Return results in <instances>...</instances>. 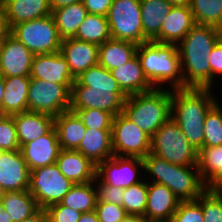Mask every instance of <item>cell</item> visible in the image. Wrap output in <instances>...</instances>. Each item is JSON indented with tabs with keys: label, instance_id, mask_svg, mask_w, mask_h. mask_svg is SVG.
Returning a JSON list of instances; mask_svg holds the SVG:
<instances>
[{
	"label": "cell",
	"instance_id": "ab89813d",
	"mask_svg": "<svg viewBox=\"0 0 222 222\" xmlns=\"http://www.w3.org/2000/svg\"><path fill=\"white\" fill-rule=\"evenodd\" d=\"M17 150H20V145L13 115H0V151Z\"/></svg>",
	"mask_w": 222,
	"mask_h": 222
},
{
	"label": "cell",
	"instance_id": "44dd1931",
	"mask_svg": "<svg viewBox=\"0 0 222 222\" xmlns=\"http://www.w3.org/2000/svg\"><path fill=\"white\" fill-rule=\"evenodd\" d=\"M20 147L49 133L54 128V117L44 113L22 112L13 114Z\"/></svg>",
	"mask_w": 222,
	"mask_h": 222
},
{
	"label": "cell",
	"instance_id": "9a60e30c",
	"mask_svg": "<svg viewBox=\"0 0 222 222\" xmlns=\"http://www.w3.org/2000/svg\"><path fill=\"white\" fill-rule=\"evenodd\" d=\"M29 180L30 171L21 151H0V185L3 191H26Z\"/></svg>",
	"mask_w": 222,
	"mask_h": 222
},
{
	"label": "cell",
	"instance_id": "ffe728a7",
	"mask_svg": "<svg viewBox=\"0 0 222 222\" xmlns=\"http://www.w3.org/2000/svg\"><path fill=\"white\" fill-rule=\"evenodd\" d=\"M56 165L74 184H84L96 179V165L77 150H61Z\"/></svg>",
	"mask_w": 222,
	"mask_h": 222
},
{
	"label": "cell",
	"instance_id": "e0dca14e",
	"mask_svg": "<svg viewBox=\"0 0 222 222\" xmlns=\"http://www.w3.org/2000/svg\"><path fill=\"white\" fill-rule=\"evenodd\" d=\"M20 151L29 171L54 164L61 151L55 128L44 136L23 144Z\"/></svg>",
	"mask_w": 222,
	"mask_h": 222
},
{
	"label": "cell",
	"instance_id": "484cf974",
	"mask_svg": "<svg viewBox=\"0 0 222 222\" xmlns=\"http://www.w3.org/2000/svg\"><path fill=\"white\" fill-rule=\"evenodd\" d=\"M197 167L207 189L222 191V145L201 148Z\"/></svg>",
	"mask_w": 222,
	"mask_h": 222
},
{
	"label": "cell",
	"instance_id": "681fc988",
	"mask_svg": "<svg viewBox=\"0 0 222 222\" xmlns=\"http://www.w3.org/2000/svg\"><path fill=\"white\" fill-rule=\"evenodd\" d=\"M77 222H100L96 211L85 212L81 214L80 219Z\"/></svg>",
	"mask_w": 222,
	"mask_h": 222
},
{
	"label": "cell",
	"instance_id": "c3c4849f",
	"mask_svg": "<svg viewBox=\"0 0 222 222\" xmlns=\"http://www.w3.org/2000/svg\"><path fill=\"white\" fill-rule=\"evenodd\" d=\"M20 222H49V218L45 209H39L34 215Z\"/></svg>",
	"mask_w": 222,
	"mask_h": 222
},
{
	"label": "cell",
	"instance_id": "9c48e42d",
	"mask_svg": "<svg viewBox=\"0 0 222 222\" xmlns=\"http://www.w3.org/2000/svg\"><path fill=\"white\" fill-rule=\"evenodd\" d=\"M106 17L112 39L137 45L148 42L143 33L140 0H113Z\"/></svg>",
	"mask_w": 222,
	"mask_h": 222
},
{
	"label": "cell",
	"instance_id": "52a82bcc",
	"mask_svg": "<svg viewBox=\"0 0 222 222\" xmlns=\"http://www.w3.org/2000/svg\"><path fill=\"white\" fill-rule=\"evenodd\" d=\"M150 153L182 166H197L198 162V151L171 117L151 136Z\"/></svg>",
	"mask_w": 222,
	"mask_h": 222
},
{
	"label": "cell",
	"instance_id": "f546056e",
	"mask_svg": "<svg viewBox=\"0 0 222 222\" xmlns=\"http://www.w3.org/2000/svg\"><path fill=\"white\" fill-rule=\"evenodd\" d=\"M172 6L167 0H140L143 33L148 42L159 35Z\"/></svg>",
	"mask_w": 222,
	"mask_h": 222
},
{
	"label": "cell",
	"instance_id": "9f6ffc18",
	"mask_svg": "<svg viewBox=\"0 0 222 222\" xmlns=\"http://www.w3.org/2000/svg\"><path fill=\"white\" fill-rule=\"evenodd\" d=\"M142 222H171V220L142 217Z\"/></svg>",
	"mask_w": 222,
	"mask_h": 222
},
{
	"label": "cell",
	"instance_id": "6da1fadb",
	"mask_svg": "<svg viewBox=\"0 0 222 222\" xmlns=\"http://www.w3.org/2000/svg\"><path fill=\"white\" fill-rule=\"evenodd\" d=\"M127 97L111 72L97 64L76 78L69 110L100 109L116 116L123 113Z\"/></svg>",
	"mask_w": 222,
	"mask_h": 222
},
{
	"label": "cell",
	"instance_id": "d4e9b609",
	"mask_svg": "<svg viewBox=\"0 0 222 222\" xmlns=\"http://www.w3.org/2000/svg\"><path fill=\"white\" fill-rule=\"evenodd\" d=\"M76 150L96 166L110 159L114 155L111 130L86 128V134Z\"/></svg>",
	"mask_w": 222,
	"mask_h": 222
},
{
	"label": "cell",
	"instance_id": "30bf717a",
	"mask_svg": "<svg viewBox=\"0 0 222 222\" xmlns=\"http://www.w3.org/2000/svg\"><path fill=\"white\" fill-rule=\"evenodd\" d=\"M72 85L30 78L27 111L56 117L69 110Z\"/></svg>",
	"mask_w": 222,
	"mask_h": 222
},
{
	"label": "cell",
	"instance_id": "bcb514c9",
	"mask_svg": "<svg viewBox=\"0 0 222 222\" xmlns=\"http://www.w3.org/2000/svg\"><path fill=\"white\" fill-rule=\"evenodd\" d=\"M113 0H81L88 14L107 16Z\"/></svg>",
	"mask_w": 222,
	"mask_h": 222
},
{
	"label": "cell",
	"instance_id": "603a6c76",
	"mask_svg": "<svg viewBox=\"0 0 222 222\" xmlns=\"http://www.w3.org/2000/svg\"><path fill=\"white\" fill-rule=\"evenodd\" d=\"M8 29L37 18L51 15L49 0H3Z\"/></svg>",
	"mask_w": 222,
	"mask_h": 222
},
{
	"label": "cell",
	"instance_id": "6f0895ef",
	"mask_svg": "<svg viewBox=\"0 0 222 222\" xmlns=\"http://www.w3.org/2000/svg\"><path fill=\"white\" fill-rule=\"evenodd\" d=\"M216 31L218 33L220 40H222V16L220 18L219 24L216 26Z\"/></svg>",
	"mask_w": 222,
	"mask_h": 222
},
{
	"label": "cell",
	"instance_id": "e575fe53",
	"mask_svg": "<svg viewBox=\"0 0 222 222\" xmlns=\"http://www.w3.org/2000/svg\"><path fill=\"white\" fill-rule=\"evenodd\" d=\"M195 23L216 27L222 16V0H190Z\"/></svg>",
	"mask_w": 222,
	"mask_h": 222
},
{
	"label": "cell",
	"instance_id": "8fae6325",
	"mask_svg": "<svg viewBox=\"0 0 222 222\" xmlns=\"http://www.w3.org/2000/svg\"><path fill=\"white\" fill-rule=\"evenodd\" d=\"M73 186L56 163L30 171L28 190L40 209L59 203Z\"/></svg>",
	"mask_w": 222,
	"mask_h": 222
},
{
	"label": "cell",
	"instance_id": "816d5d0a",
	"mask_svg": "<svg viewBox=\"0 0 222 222\" xmlns=\"http://www.w3.org/2000/svg\"><path fill=\"white\" fill-rule=\"evenodd\" d=\"M0 222H12L10 215L5 209H3V204L0 201Z\"/></svg>",
	"mask_w": 222,
	"mask_h": 222
},
{
	"label": "cell",
	"instance_id": "f6af8a7d",
	"mask_svg": "<svg viewBox=\"0 0 222 222\" xmlns=\"http://www.w3.org/2000/svg\"><path fill=\"white\" fill-rule=\"evenodd\" d=\"M210 61V88L214 89L215 80L222 77V40H219L209 55ZM215 85V86H214Z\"/></svg>",
	"mask_w": 222,
	"mask_h": 222
},
{
	"label": "cell",
	"instance_id": "7bdbcfd3",
	"mask_svg": "<svg viewBox=\"0 0 222 222\" xmlns=\"http://www.w3.org/2000/svg\"><path fill=\"white\" fill-rule=\"evenodd\" d=\"M45 211L47 212L49 222H77L82 214L60 203L48 206Z\"/></svg>",
	"mask_w": 222,
	"mask_h": 222
},
{
	"label": "cell",
	"instance_id": "8992f818",
	"mask_svg": "<svg viewBox=\"0 0 222 222\" xmlns=\"http://www.w3.org/2000/svg\"><path fill=\"white\" fill-rule=\"evenodd\" d=\"M171 100L172 89L154 88L128 96L123 114L152 136L171 117Z\"/></svg>",
	"mask_w": 222,
	"mask_h": 222
},
{
	"label": "cell",
	"instance_id": "7a4b0ae2",
	"mask_svg": "<svg viewBox=\"0 0 222 222\" xmlns=\"http://www.w3.org/2000/svg\"><path fill=\"white\" fill-rule=\"evenodd\" d=\"M219 40L216 27L196 24L177 44L183 88H210L209 55Z\"/></svg>",
	"mask_w": 222,
	"mask_h": 222
},
{
	"label": "cell",
	"instance_id": "ac0fdd59",
	"mask_svg": "<svg viewBox=\"0 0 222 222\" xmlns=\"http://www.w3.org/2000/svg\"><path fill=\"white\" fill-rule=\"evenodd\" d=\"M60 52L76 79L88 68L98 64L99 46L94 43L68 38L62 40Z\"/></svg>",
	"mask_w": 222,
	"mask_h": 222
},
{
	"label": "cell",
	"instance_id": "ba28073f",
	"mask_svg": "<svg viewBox=\"0 0 222 222\" xmlns=\"http://www.w3.org/2000/svg\"><path fill=\"white\" fill-rule=\"evenodd\" d=\"M34 55L60 51L62 39L52 15L21 22L9 31Z\"/></svg>",
	"mask_w": 222,
	"mask_h": 222
},
{
	"label": "cell",
	"instance_id": "83f0119b",
	"mask_svg": "<svg viewBox=\"0 0 222 222\" xmlns=\"http://www.w3.org/2000/svg\"><path fill=\"white\" fill-rule=\"evenodd\" d=\"M30 76L4 77L2 115H13L27 111Z\"/></svg>",
	"mask_w": 222,
	"mask_h": 222
},
{
	"label": "cell",
	"instance_id": "91938a15",
	"mask_svg": "<svg viewBox=\"0 0 222 222\" xmlns=\"http://www.w3.org/2000/svg\"><path fill=\"white\" fill-rule=\"evenodd\" d=\"M2 41L3 40H0V53H1V48H2Z\"/></svg>",
	"mask_w": 222,
	"mask_h": 222
},
{
	"label": "cell",
	"instance_id": "5bb4252c",
	"mask_svg": "<svg viewBox=\"0 0 222 222\" xmlns=\"http://www.w3.org/2000/svg\"><path fill=\"white\" fill-rule=\"evenodd\" d=\"M34 54L10 32L2 41L0 74L3 77L29 76Z\"/></svg>",
	"mask_w": 222,
	"mask_h": 222
},
{
	"label": "cell",
	"instance_id": "5b68a950",
	"mask_svg": "<svg viewBox=\"0 0 222 222\" xmlns=\"http://www.w3.org/2000/svg\"><path fill=\"white\" fill-rule=\"evenodd\" d=\"M137 55L145 76L154 88H183V75L176 44L150 41L138 46Z\"/></svg>",
	"mask_w": 222,
	"mask_h": 222
},
{
	"label": "cell",
	"instance_id": "f907efd6",
	"mask_svg": "<svg viewBox=\"0 0 222 222\" xmlns=\"http://www.w3.org/2000/svg\"><path fill=\"white\" fill-rule=\"evenodd\" d=\"M49 1L52 9L81 2V0H49Z\"/></svg>",
	"mask_w": 222,
	"mask_h": 222
},
{
	"label": "cell",
	"instance_id": "60d3db41",
	"mask_svg": "<svg viewBox=\"0 0 222 222\" xmlns=\"http://www.w3.org/2000/svg\"><path fill=\"white\" fill-rule=\"evenodd\" d=\"M171 222H204L201 205L196 201H181Z\"/></svg>",
	"mask_w": 222,
	"mask_h": 222
},
{
	"label": "cell",
	"instance_id": "7402d4cb",
	"mask_svg": "<svg viewBox=\"0 0 222 222\" xmlns=\"http://www.w3.org/2000/svg\"><path fill=\"white\" fill-rule=\"evenodd\" d=\"M181 200L166 186L148 182L144 217L171 220Z\"/></svg>",
	"mask_w": 222,
	"mask_h": 222
},
{
	"label": "cell",
	"instance_id": "3957f363",
	"mask_svg": "<svg viewBox=\"0 0 222 222\" xmlns=\"http://www.w3.org/2000/svg\"><path fill=\"white\" fill-rule=\"evenodd\" d=\"M215 94L212 88L172 89L171 118L197 151L203 148L205 116L218 101Z\"/></svg>",
	"mask_w": 222,
	"mask_h": 222
},
{
	"label": "cell",
	"instance_id": "db71d44e",
	"mask_svg": "<svg viewBox=\"0 0 222 222\" xmlns=\"http://www.w3.org/2000/svg\"><path fill=\"white\" fill-rule=\"evenodd\" d=\"M174 6H190V0H167Z\"/></svg>",
	"mask_w": 222,
	"mask_h": 222
},
{
	"label": "cell",
	"instance_id": "7dc6e473",
	"mask_svg": "<svg viewBox=\"0 0 222 222\" xmlns=\"http://www.w3.org/2000/svg\"><path fill=\"white\" fill-rule=\"evenodd\" d=\"M9 31L5 18L4 4L0 3V40H3Z\"/></svg>",
	"mask_w": 222,
	"mask_h": 222
},
{
	"label": "cell",
	"instance_id": "4316f807",
	"mask_svg": "<svg viewBox=\"0 0 222 222\" xmlns=\"http://www.w3.org/2000/svg\"><path fill=\"white\" fill-rule=\"evenodd\" d=\"M61 150H76L86 134V127L76 112L67 110L54 117Z\"/></svg>",
	"mask_w": 222,
	"mask_h": 222
},
{
	"label": "cell",
	"instance_id": "b9f144b4",
	"mask_svg": "<svg viewBox=\"0 0 222 222\" xmlns=\"http://www.w3.org/2000/svg\"><path fill=\"white\" fill-rule=\"evenodd\" d=\"M95 211L100 222H121L128 214L123 206L97 201Z\"/></svg>",
	"mask_w": 222,
	"mask_h": 222
},
{
	"label": "cell",
	"instance_id": "4fadbf2b",
	"mask_svg": "<svg viewBox=\"0 0 222 222\" xmlns=\"http://www.w3.org/2000/svg\"><path fill=\"white\" fill-rule=\"evenodd\" d=\"M141 171H144V162L139 157L113 155L96 166V179L104 185L118 188H128L142 182Z\"/></svg>",
	"mask_w": 222,
	"mask_h": 222
},
{
	"label": "cell",
	"instance_id": "f1b7e54d",
	"mask_svg": "<svg viewBox=\"0 0 222 222\" xmlns=\"http://www.w3.org/2000/svg\"><path fill=\"white\" fill-rule=\"evenodd\" d=\"M138 46L131 41L111 38L99 45L98 64L109 71L116 69L127 63L137 54Z\"/></svg>",
	"mask_w": 222,
	"mask_h": 222
},
{
	"label": "cell",
	"instance_id": "277c9868",
	"mask_svg": "<svg viewBox=\"0 0 222 222\" xmlns=\"http://www.w3.org/2000/svg\"><path fill=\"white\" fill-rule=\"evenodd\" d=\"M143 162L145 180L168 187L181 201H194L207 189L197 166L172 164L151 153Z\"/></svg>",
	"mask_w": 222,
	"mask_h": 222
},
{
	"label": "cell",
	"instance_id": "2e32d148",
	"mask_svg": "<svg viewBox=\"0 0 222 222\" xmlns=\"http://www.w3.org/2000/svg\"><path fill=\"white\" fill-rule=\"evenodd\" d=\"M29 76L58 84H73L76 80L60 51L34 55Z\"/></svg>",
	"mask_w": 222,
	"mask_h": 222
},
{
	"label": "cell",
	"instance_id": "836d02e7",
	"mask_svg": "<svg viewBox=\"0 0 222 222\" xmlns=\"http://www.w3.org/2000/svg\"><path fill=\"white\" fill-rule=\"evenodd\" d=\"M74 38L94 43L98 46L111 39L107 17L98 14H88L80 24Z\"/></svg>",
	"mask_w": 222,
	"mask_h": 222
},
{
	"label": "cell",
	"instance_id": "d590c367",
	"mask_svg": "<svg viewBox=\"0 0 222 222\" xmlns=\"http://www.w3.org/2000/svg\"><path fill=\"white\" fill-rule=\"evenodd\" d=\"M148 196V182H142L124 188L122 206L128 215L144 217Z\"/></svg>",
	"mask_w": 222,
	"mask_h": 222
},
{
	"label": "cell",
	"instance_id": "680465c9",
	"mask_svg": "<svg viewBox=\"0 0 222 222\" xmlns=\"http://www.w3.org/2000/svg\"><path fill=\"white\" fill-rule=\"evenodd\" d=\"M3 195H4V191H3V189H2V187H1V185H0V198H1Z\"/></svg>",
	"mask_w": 222,
	"mask_h": 222
},
{
	"label": "cell",
	"instance_id": "7c38bea8",
	"mask_svg": "<svg viewBox=\"0 0 222 222\" xmlns=\"http://www.w3.org/2000/svg\"><path fill=\"white\" fill-rule=\"evenodd\" d=\"M111 136L114 155L143 159L150 153L151 136L123 113L114 116Z\"/></svg>",
	"mask_w": 222,
	"mask_h": 222
},
{
	"label": "cell",
	"instance_id": "1f68e13d",
	"mask_svg": "<svg viewBox=\"0 0 222 222\" xmlns=\"http://www.w3.org/2000/svg\"><path fill=\"white\" fill-rule=\"evenodd\" d=\"M0 201L12 222H20L31 217L40 209L29 190L4 192Z\"/></svg>",
	"mask_w": 222,
	"mask_h": 222
},
{
	"label": "cell",
	"instance_id": "d6986e66",
	"mask_svg": "<svg viewBox=\"0 0 222 222\" xmlns=\"http://www.w3.org/2000/svg\"><path fill=\"white\" fill-rule=\"evenodd\" d=\"M195 25L189 6L173 5L161 26L159 35L153 41L177 45Z\"/></svg>",
	"mask_w": 222,
	"mask_h": 222
},
{
	"label": "cell",
	"instance_id": "cb8c5ba5",
	"mask_svg": "<svg viewBox=\"0 0 222 222\" xmlns=\"http://www.w3.org/2000/svg\"><path fill=\"white\" fill-rule=\"evenodd\" d=\"M110 72L127 96L154 89L144 74L137 54L127 63L110 70Z\"/></svg>",
	"mask_w": 222,
	"mask_h": 222
},
{
	"label": "cell",
	"instance_id": "74e56055",
	"mask_svg": "<svg viewBox=\"0 0 222 222\" xmlns=\"http://www.w3.org/2000/svg\"><path fill=\"white\" fill-rule=\"evenodd\" d=\"M196 201L202 207L204 222H222V191L206 189Z\"/></svg>",
	"mask_w": 222,
	"mask_h": 222
},
{
	"label": "cell",
	"instance_id": "4dcf8cb0",
	"mask_svg": "<svg viewBox=\"0 0 222 222\" xmlns=\"http://www.w3.org/2000/svg\"><path fill=\"white\" fill-rule=\"evenodd\" d=\"M51 15L55 21L59 36L62 40L74 38L80 24L88 15L82 2L52 9Z\"/></svg>",
	"mask_w": 222,
	"mask_h": 222
},
{
	"label": "cell",
	"instance_id": "11a10c76",
	"mask_svg": "<svg viewBox=\"0 0 222 222\" xmlns=\"http://www.w3.org/2000/svg\"><path fill=\"white\" fill-rule=\"evenodd\" d=\"M121 222H142V216L127 215Z\"/></svg>",
	"mask_w": 222,
	"mask_h": 222
},
{
	"label": "cell",
	"instance_id": "ee69618b",
	"mask_svg": "<svg viewBox=\"0 0 222 222\" xmlns=\"http://www.w3.org/2000/svg\"><path fill=\"white\" fill-rule=\"evenodd\" d=\"M95 186L97 190L98 201L114 203L121 205L123 203V188L114 187L111 185H104L95 179Z\"/></svg>",
	"mask_w": 222,
	"mask_h": 222
},
{
	"label": "cell",
	"instance_id": "d6a6232c",
	"mask_svg": "<svg viewBox=\"0 0 222 222\" xmlns=\"http://www.w3.org/2000/svg\"><path fill=\"white\" fill-rule=\"evenodd\" d=\"M97 201L98 197L94 180L89 183L74 184L59 203L85 213L94 211Z\"/></svg>",
	"mask_w": 222,
	"mask_h": 222
},
{
	"label": "cell",
	"instance_id": "f5cc1de1",
	"mask_svg": "<svg viewBox=\"0 0 222 222\" xmlns=\"http://www.w3.org/2000/svg\"><path fill=\"white\" fill-rule=\"evenodd\" d=\"M4 77L0 74V115H2V100L4 95Z\"/></svg>",
	"mask_w": 222,
	"mask_h": 222
},
{
	"label": "cell",
	"instance_id": "f35d334b",
	"mask_svg": "<svg viewBox=\"0 0 222 222\" xmlns=\"http://www.w3.org/2000/svg\"><path fill=\"white\" fill-rule=\"evenodd\" d=\"M76 112L84 126L95 130H112L114 115L100 109L71 110Z\"/></svg>",
	"mask_w": 222,
	"mask_h": 222
},
{
	"label": "cell",
	"instance_id": "8d00e7d4",
	"mask_svg": "<svg viewBox=\"0 0 222 222\" xmlns=\"http://www.w3.org/2000/svg\"><path fill=\"white\" fill-rule=\"evenodd\" d=\"M219 102L218 100L205 116L203 147L222 145V104Z\"/></svg>",
	"mask_w": 222,
	"mask_h": 222
}]
</instances>
